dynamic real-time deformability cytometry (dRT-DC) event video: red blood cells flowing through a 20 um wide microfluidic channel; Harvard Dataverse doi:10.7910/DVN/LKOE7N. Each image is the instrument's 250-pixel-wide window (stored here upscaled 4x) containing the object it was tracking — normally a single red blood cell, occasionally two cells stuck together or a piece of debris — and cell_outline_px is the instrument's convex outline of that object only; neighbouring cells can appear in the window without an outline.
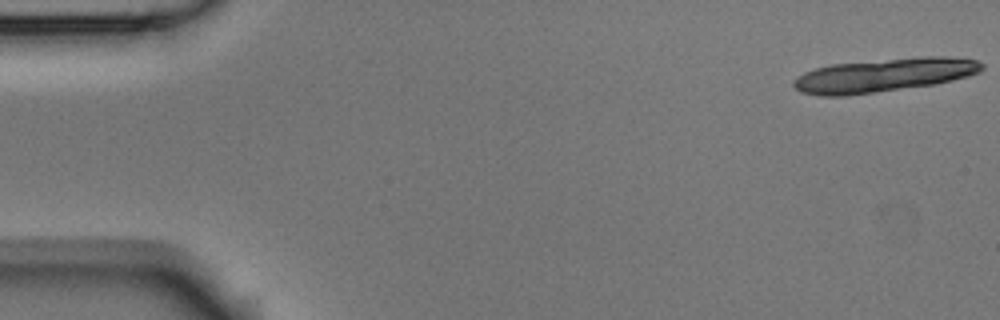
{"species": "Egyptian fruit bat (a non-hibernating species)", "species_latin": "Rousettus aegyptiacus", "temperature_condition": "room temperature", "stored_images_in_passage": 4, "segment_of_instrument_passage": [1, 2], "camera_frame_rate_fps": 3000, "um_per_image_px": 0.085, "animal": {"sex": "male"}, "frame": {"image": 1, "passage_image": 1, "time_ms": 0.0, "image_size_px": [1000, 320], "cell_outline_px": [[984, 68], [980, 72], [968, 76], [952, 80], [932, 84], [848, 96], [820, 96], [800, 92], [792, 84], [792, 80], [804, 72], [816, 68], [832, 64], [924, 56], [948, 56], [976, 60], [984, 64]], "centroid_in_image_um": [75.12, 6.38], "position_along_channel_um": 9.9, "area_um2": 36.82}}